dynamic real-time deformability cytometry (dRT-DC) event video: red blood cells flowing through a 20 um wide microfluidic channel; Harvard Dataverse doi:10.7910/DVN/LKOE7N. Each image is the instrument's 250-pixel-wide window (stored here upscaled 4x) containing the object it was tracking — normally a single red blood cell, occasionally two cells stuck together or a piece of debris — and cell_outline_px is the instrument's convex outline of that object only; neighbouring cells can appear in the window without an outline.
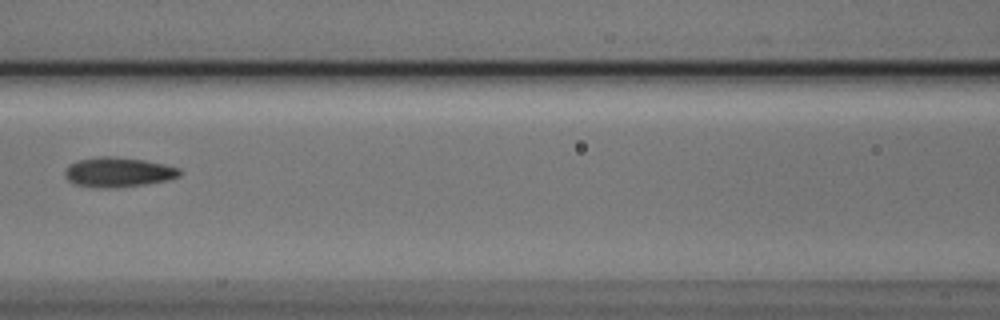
{"species": "Egyptian fruit bat (a non-hibernating species)", "species_latin": "Rousettus aegyptiacus", "temperature_condition": "cold", "stored_images_in_passage": 8, "camera_frame_rate_fps": 3000, "um_per_image_px": 0.085, "animal": {"sex": "male"}, "frame": {"image": 1, "passage_image": 7, "time_ms": 2.0, "image_size_px": [1000, 320], "cell_outline_px": [[180, 176], [168, 180], [144, 184], [104, 188], [100, 188], [72, 184], [64, 176], [64, 172], [72, 164], [80, 160], [104, 156], [108, 156], [144, 160], [164, 164], [180, 168]], "centroid_in_image_um": [10.06, 14.64], "position_along_channel_um": 156.5, "area_um2": 19.54}}
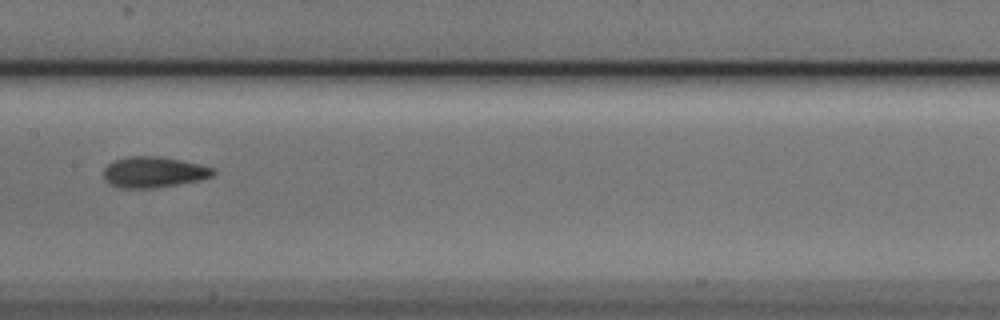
{"frame": {"image": 2, "passage_image": 8, "time_ms": 2.333, "image_size_px": [1000, 320], "cell_outline_px": [[216, 172], [212, 176], [200, 180], [156, 188], [120, 188], [104, 180], [104, 168], [112, 160], [128, 156], [160, 156], [200, 164], [216, 168]], "centroid_in_image_um": [13.07, 14.62], "position_along_channel_um": 194.3, "area_um2": 19.88}}